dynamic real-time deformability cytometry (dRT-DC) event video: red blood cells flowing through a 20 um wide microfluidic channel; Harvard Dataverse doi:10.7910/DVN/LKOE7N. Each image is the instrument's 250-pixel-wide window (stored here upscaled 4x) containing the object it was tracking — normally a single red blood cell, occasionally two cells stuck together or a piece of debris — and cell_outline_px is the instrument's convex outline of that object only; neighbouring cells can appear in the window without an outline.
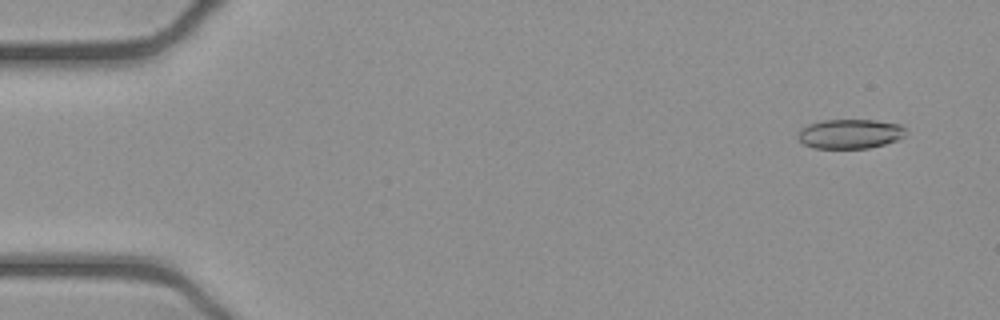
{"species": "common noctule bat (a hibernating species)", "species_latin": "Nyctalus noctula", "temperature_condition": "cold", "stored_images_in_passage": 50, "camera_frame_rate_fps": 3000, "um_per_image_px": 0.085, "animal": {"sex": "female", "body_mass_g": 21.9}, "frame": {"image": 1, "passage_image": 1, "time_ms": 0.0, "image_size_px": [1000, 320], "cell_outline_px": [[904, 136], [896, 140], [884, 144], [868, 148], [812, 148], [804, 144], [796, 136], [800, 128], [808, 124], [824, 120], [876, 120], [900, 124], [904, 128]], "centroid_in_image_um": [72.21, 11.37], "position_along_channel_um": 12.8, "area_um2": 18.5}}
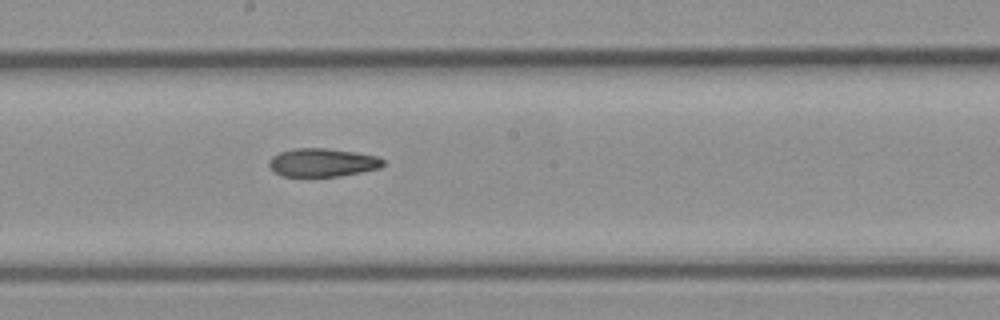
{"frame": {"image": 2, "passage_image": 26, "time_ms": 8.333, "image_size_px": [1000, 320], "cell_outline_px": [[384, 164], [380, 168], [340, 176], [280, 176], [268, 164], [268, 160], [272, 156], [280, 152], [296, 148], [328, 148], [356, 152], [376, 156], [384, 160]], "centroid_in_image_um": [27.41, 13.81], "position_along_channel_um": 220.8, "area_um2": 18.79}}
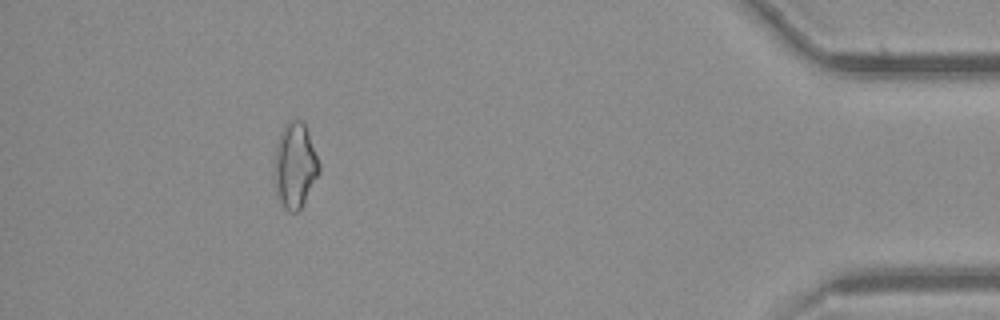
{"frame": {"image": 3, "passage_image": 45, "time_ms": 14.667, "image_size_px": [1000, 320], "cell_outline_px": [[320, 172], [300, 208], [296, 212], [288, 212], [284, 208], [276, 196], [272, 176], [272, 164], [276, 144], [280, 132], [288, 120], [300, 120], [304, 124], [308, 132], [320, 164]], "centroid_in_image_um": [25.01, 14.08], "position_along_channel_um": 410.2, "area_um2": 22.72}, "authors_computed_cell_mechanics": {"area_um2": 19.5942, "velocity_mm_per_s": 3.9271, "shape_relaxation_time_tau1_ms": null, "shape_relaxation_time_tau2_ms": 5.5004, "deformation_change_tau1": null, "deformation_change_tau2": 0.133}}